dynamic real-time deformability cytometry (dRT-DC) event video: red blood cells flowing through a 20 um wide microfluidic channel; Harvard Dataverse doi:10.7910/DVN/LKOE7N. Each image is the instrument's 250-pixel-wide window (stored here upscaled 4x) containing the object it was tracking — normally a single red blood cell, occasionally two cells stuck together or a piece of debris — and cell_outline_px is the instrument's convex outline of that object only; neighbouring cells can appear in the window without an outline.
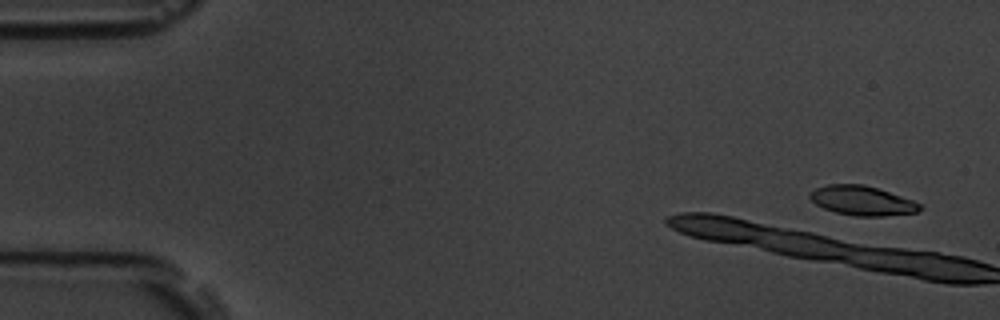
{"species": "common noctule bat (a hibernating species)", "species_latin": "Nyctalus noctula", "temperature_condition": "room temperature", "stored_images_in_passage": 6, "camera_frame_rate_fps": 3000, "um_per_image_px": 0.085, "animal": {"sex": "male", "body_mass_g": 19.5, "forearm_length_mm": 54.6}, "frame": {"image": 1, "passage_image": 1, "time_ms": 0.0, "image_size_px": [1000, 320], "cell_outline_px": [[920, 208], [916, 212], [884, 216], [856, 216], [836, 212], [824, 208], [816, 204], [808, 196], [808, 192], [816, 188], [828, 184], [864, 184], [912, 200], [920, 204]], "centroid_in_image_um": [73.22, 17.05], "position_along_channel_um": 11.8, "area_um2": 18.61}}